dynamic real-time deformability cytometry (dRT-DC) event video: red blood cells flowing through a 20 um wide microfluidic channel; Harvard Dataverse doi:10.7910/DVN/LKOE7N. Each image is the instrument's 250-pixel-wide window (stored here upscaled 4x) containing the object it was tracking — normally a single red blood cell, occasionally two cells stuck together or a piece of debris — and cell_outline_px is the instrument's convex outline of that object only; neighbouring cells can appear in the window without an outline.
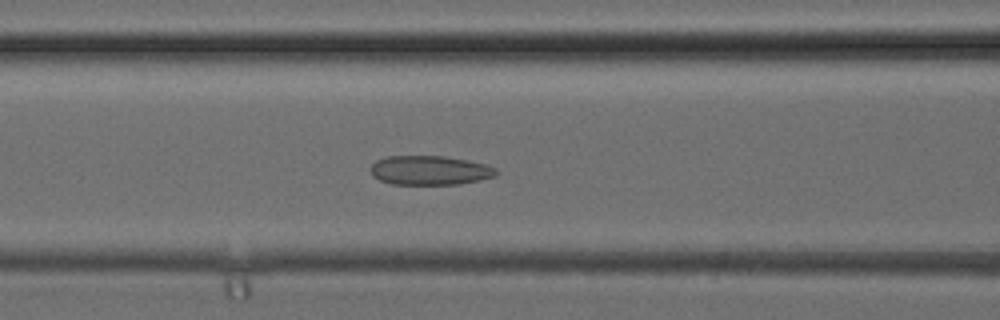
{"species": "common noctule bat (a hibernating species)", "species_latin": "Nyctalus noctula", "temperature_condition": "cold", "stored_images_in_passage": 33, "camera_frame_rate_fps": 3000, "um_per_image_px": 0.085, "animal": {"sex": "female", "body_mass_g": 24.6, "forearm_length_mm": 56.2}, "frame": {"image": 1, "passage_image": 11, "time_ms": 3.333, "image_size_px": [1000, 320], "cell_outline_px": [[500, 172], [496, 176], [480, 180], [460, 184], [392, 184], [380, 180], [372, 176], [372, 164], [376, 160], [388, 156], [444, 156], [468, 160], [484, 164], [496, 168]], "centroid_in_image_um": [36.57, 14.48], "position_along_channel_um": 130.0, "area_um2": 21.44}}
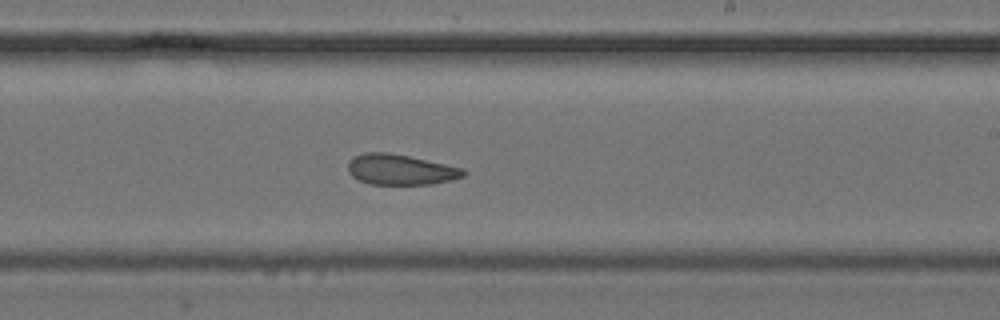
{"frame": {"image": 2, "passage_image": 18, "time_ms": 5.667, "image_size_px": [1000, 320], "cell_outline_px": [[468, 172], [464, 176], [452, 180], [432, 184], [368, 184], [352, 176], [348, 172], [348, 160], [352, 156], [364, 152], [388, 152], [408, 156], [464, 168]], "centroid_in_image_um": [34.03, 14.41], "position_along_channel_um": 255.0, "area_um2": 20.69}}
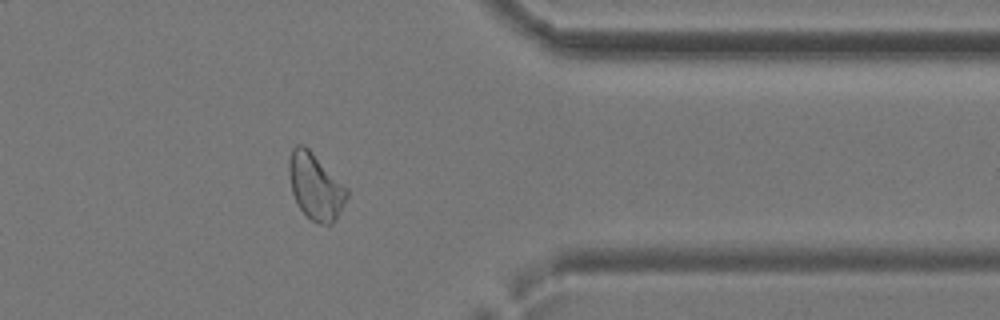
{"frame": {"image": 3, "passage_image": 26, "time_ms": 8.333, "image_size_px": [1000, 320], "cell_outline_px": [[348, 196], [336, 220], [332, 224], [320, 224], [312, 220], [300, 208], [292, 192], [288, 172], [288, 160], [292, 148], [296, 144], [304, 144], [348, 188]], "centroid_in_image_um": [26.81, 15.83], "position_along_channel_um": 384.6, "area_um2": 22.31}}